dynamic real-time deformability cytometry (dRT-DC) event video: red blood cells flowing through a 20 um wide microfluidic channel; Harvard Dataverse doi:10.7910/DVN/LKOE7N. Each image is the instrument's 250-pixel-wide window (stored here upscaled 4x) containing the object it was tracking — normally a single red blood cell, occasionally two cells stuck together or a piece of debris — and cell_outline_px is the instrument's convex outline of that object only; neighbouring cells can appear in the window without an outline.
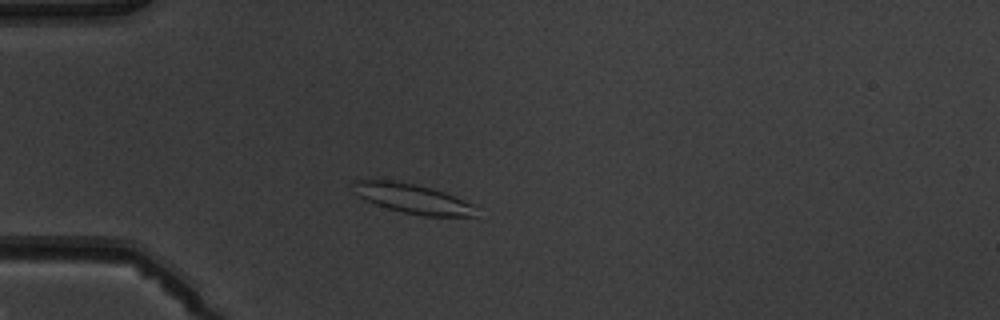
{"species": "common noctule bat (a hibernating species)", "species_latin": "Nyctalus noctula", "temperature_condition": "warm", "stored_images_in_passage": 3, "camera_frame_rate_fps": 3000, "um_per_image_px": 0.085, "animal": {"sex": "male", "body_mass_g": 19.5, "forearm_length_mm": 54.6}, "frame": {"image": 1, "passage_image": 3, "time_ms": 3.333, "image_size_px": [1000, 320], "cell_outline_px": [[476, 216], [424, 216], [404, 212], [388, 208], [376, 204], [352, 192], [352, 180], [396, 180], [432, 188], [444, 192], [472, 204]], "centroid_in_image_um": [35.01, 16.86], "position_along_channel_um": 50.0, "area_um2": 20.87}}